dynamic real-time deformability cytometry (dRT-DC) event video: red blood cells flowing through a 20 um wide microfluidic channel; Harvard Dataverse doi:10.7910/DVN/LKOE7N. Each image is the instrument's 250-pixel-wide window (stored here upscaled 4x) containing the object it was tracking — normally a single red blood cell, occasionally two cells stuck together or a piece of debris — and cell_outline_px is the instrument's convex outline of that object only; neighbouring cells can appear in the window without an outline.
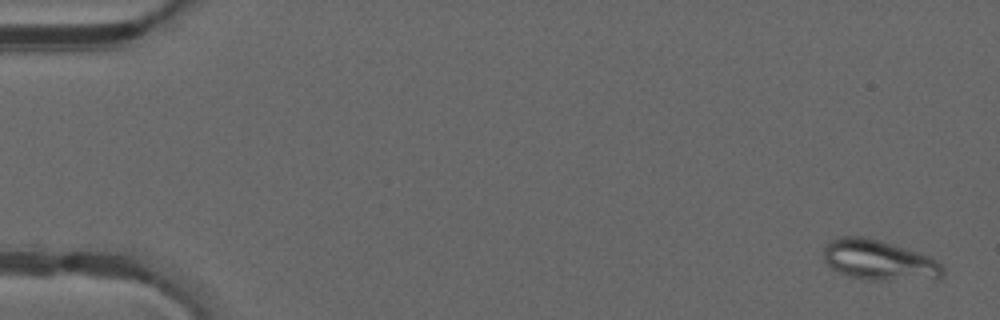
{"species": "common noctule bat (a hibernating species)", "species_latin": "Nyctalus noctula", "temperature_condition": "warm", "stored_images_in_passage": 50, "segment_of_instrument_passage": [1, 2], "camera_frame_rate_fps": 3000, "um_per_image_px": 0.085, "animal": {"sex": "male", "forearm_length_mm": 52.5}, "frame": {"image": 1, "passage_image": 2, "time_ms": 0.333, "image_size_px": [1000, 320], "cell_outline_px": [[944, 272], [940, 280], [868, 280], [848, 276], [832, 268], [824, 260], [824, 248], [836, 236], [864, 236], [904, 248], [928, 256], [936, 260], [944, 268]], "centroid_in_image_um": [74.74, 22.14], "position_along_channel_um": 10.3, "area_um2": 27.98}}
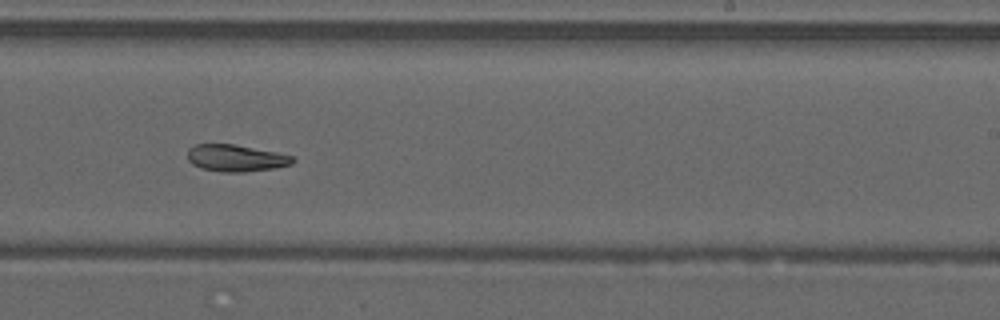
{"frame": {"image": 2, "passage_image": 31, "time_ms": 10.0, "image_size_px": [1000, 320], "cell_outline_px": [[296, 160], [292, 164], [272, 168], [244, 172], [220, 172], [200, 168], [192, 164], [188, 160], [188, 148], [196, 144], [232, 144], [276, 152], [292, 156]], "centroid_in_image_um": [20.02, 13.44], "position_along_channel_um": 269.0, "area_um2": 16.42}}
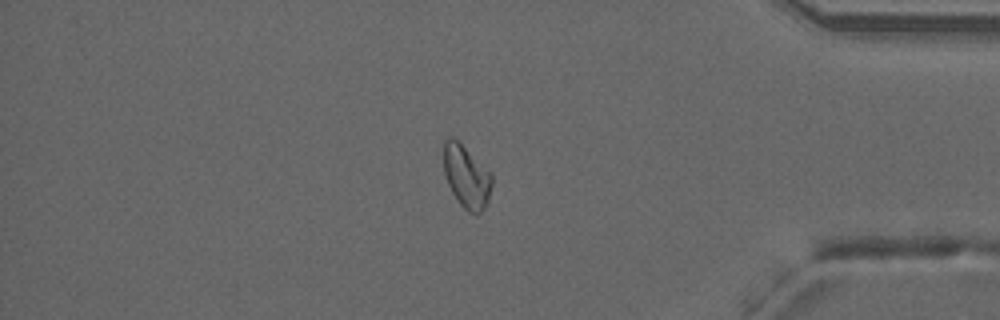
{"frame": {"image": 3, "passage_image": 42, "time_ms": 13.667, "image_size_px": [1000, 320], "cell_outline_px": [[492, 184], [488, 200], [484, 208], [476, 216], [468, 212], [460, 204], [452, 192], [448, 184], [444, 172], [444, 140], [448, 136], [452, 136], [492, 176]], "centroid_in_image_um": [39.62, 15.06], "position_along_channel_um": 395.6, "area_um2": 17.11}}